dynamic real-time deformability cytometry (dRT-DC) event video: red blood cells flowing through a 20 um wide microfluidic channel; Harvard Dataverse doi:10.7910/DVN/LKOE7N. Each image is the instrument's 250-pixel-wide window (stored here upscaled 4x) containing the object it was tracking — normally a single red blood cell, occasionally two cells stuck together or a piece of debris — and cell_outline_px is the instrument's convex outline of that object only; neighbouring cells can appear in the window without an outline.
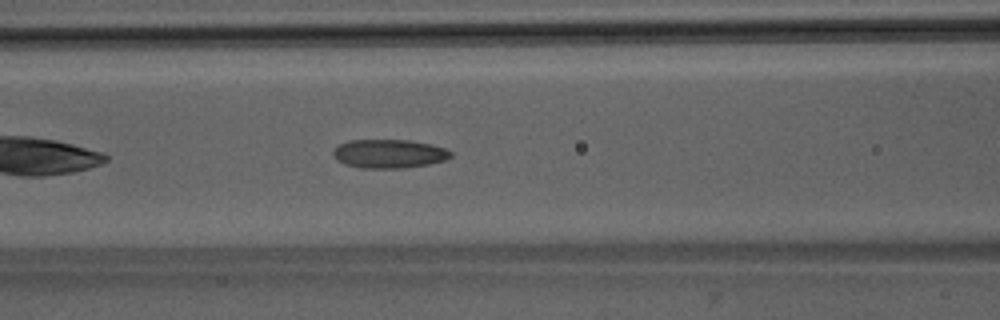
{"species": "Egyptian fruit bat (a non-hibernating species)", "species_latin": "Rousettus aegyptiacus", "temperature_condition": "room temperature", "stored_images_in_passage": 33, "camera_frame_rate_fps": 3000, "um_per_image_px": 0.085, "animal": {"sex": "male"}, "frame": {"image": 1, "passage_image": 6, "time_ms": 1.667, "image_size_px": [1000, 320], "cell_outline_px": [[452, 156], [444, 160], [428, 164], [404, 168], [364, 168], [344, 164], [336, 160], [332, 156], [332, 152], [340, 144], [348, 140], [408, 140], [432, 144], [444, 148], [452, 152]], "centroid_in_image_um": [33.05, 13.06], "position_along_channel_um": 133.5, "area_um2": 19.71}, "authors_computed_cell_mechanics": {"area_um2": 19.1318, "velocity_mm_per_s": 4.0368, "shape_relaxation_time_tau1_ms": null, "shape_relaxation_time_tau2_ms": 1.7673, "deformation_change_tau1": null, "deformation_change_tau2": 0.093}}